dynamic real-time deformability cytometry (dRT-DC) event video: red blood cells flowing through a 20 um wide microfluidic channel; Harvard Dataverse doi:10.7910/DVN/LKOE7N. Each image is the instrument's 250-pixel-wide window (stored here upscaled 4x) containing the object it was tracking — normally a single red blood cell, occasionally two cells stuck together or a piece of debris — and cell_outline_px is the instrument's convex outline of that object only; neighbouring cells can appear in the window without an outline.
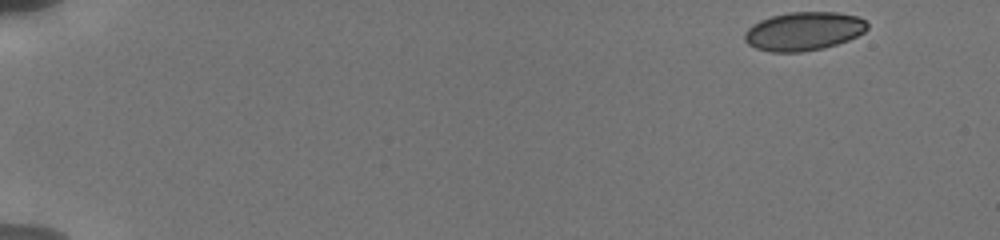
{"species": "human", "species_latin": "Homo sapiens", "temperature_condition": "cold", "stored_images_in_passage": 55, "camera_frame_rate_fps": 3000, "um_per_image_px": 0.085, "donor": {"sex": "male"}, "frame": {"image": 1, "passage_image": 1, "time_ms": 0.0, "image_size_px": [1000, 240], "cell_outline_px": [[868, 28], [864, 32], [848, 40], [824, 48], [800, 52], [772, 52], [756, 48], [748, 44], [744, 40], [744, 32], [752, 24], [760, 20], [772, 16], [788, 12], [836, 12], [856, 16], [864, 20], [868, 24]], "centroid_in_image_um": [68.29, 2.65], "position_along_channel_um": 16.7, "area_um2": 27.57}}
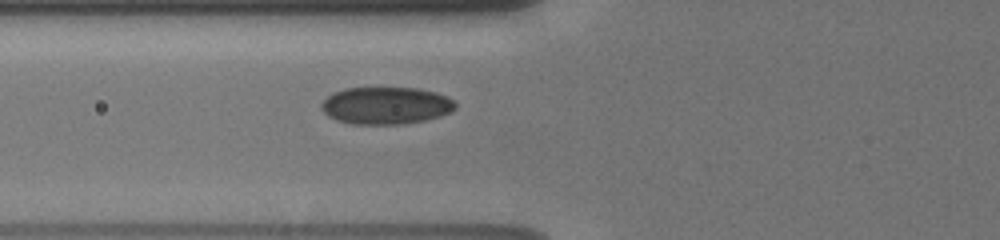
{"frame": {"image": 2, "passage_image": 40, "time_ms": 6.0, "image_size_px": [1000, 240], "cell_outline_px": [[456, 108], [440, 116], [424, 120], [400, 124], [352, 124], [336, 120], [328, 116], [320, 108], [320, 104], [332, 92], [344, 88], [416, 88], [436, 92], [448, 96], [456, 104]], "centroid_in_image_um": [32.77, 8.97], "position_along_channel_um": 93.0, "area_um2": 29.13}}
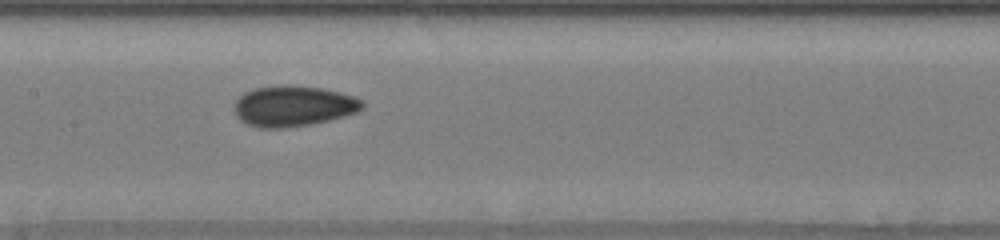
{"frame": {"image": 3, "passage_image": 54, "time_ms": 8.333, "image_size_px": [1000, 240], "cell_outline_px": [[364, 108], [356, 112], [344, 116], [312, 124], [284, 128], [256, 128], [240, 120], [236, 116], [236, 100], [244, 92], [256, 88], [320, 88], [340, 92], [364, 100]], "centroid_in_image_um": [24.96, 9.07], "position_along_channel_um": 182.4, "area_um2": 29.42}}